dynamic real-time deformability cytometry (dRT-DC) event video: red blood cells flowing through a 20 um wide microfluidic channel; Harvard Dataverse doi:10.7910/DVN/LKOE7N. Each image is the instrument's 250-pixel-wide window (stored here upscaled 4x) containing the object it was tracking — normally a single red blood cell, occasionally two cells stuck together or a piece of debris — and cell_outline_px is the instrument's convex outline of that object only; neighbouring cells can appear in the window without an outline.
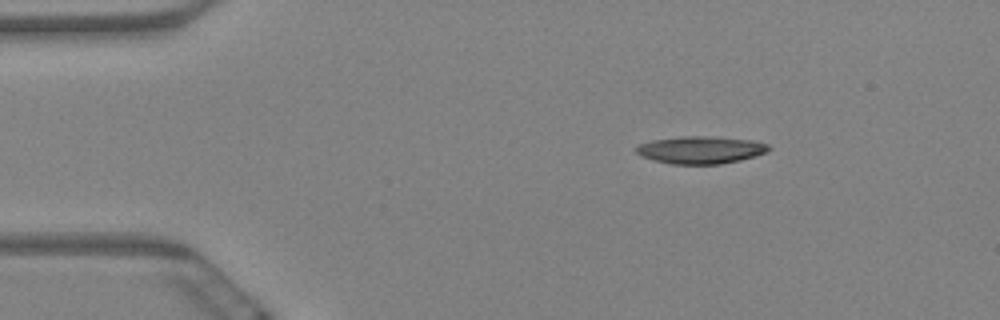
{"species": "Egyptian fruit bat (a non-hibernating species)", "species_latin": "Rousettus aegyptiacus", "temperature_condition": "warm", "stored_images_in_passage": 7, "camera_frame_rate_fps": 3000, "um_per_image_px": 0.085, "animal": {"sex": "female"}, "frame": {"image": 1, "passage_image": 3, "time_ms": 0.667, "image_size_px": [1000, 320], "cell_outline_px": [[772, 148], [768, 152], [756, 156], [740, 160], [720, 164], [672, 164], [652, 160], [640, 156], [636, 152], [636, 148], [640, 144], [652, 140], [680, 136], [704, 136], [752, 140], [768, 144]], "centroid_in_image_um": [59.57, 12.74], "position_along_channel_um": 25.4, "area_um2": 21.27}}
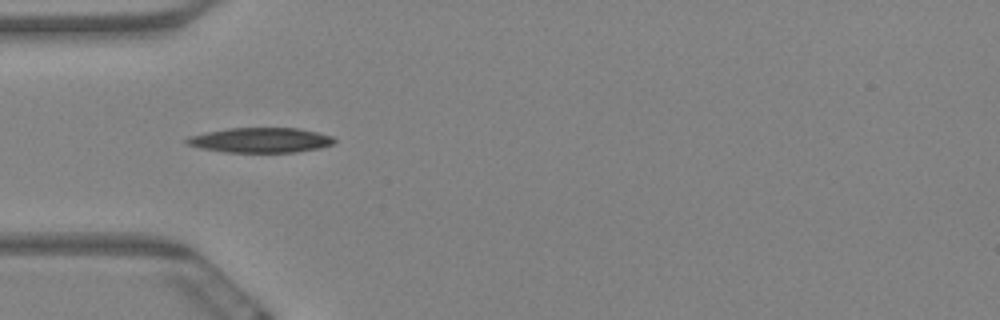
{"frame": {"image": 2, "passage_image": 6, "time_ms": 1.667, "image_size_px": [1000, 320], "cell_outline_px": [[336, 140], [332, 144], [320, 148], [296, 152], [224, 152], [200, 148], [184, 144], [184, 140], [188, 136], [228, 128], [296, 128], [316, 132], [332, 136]], "centroid_in_image_um": [22.1, 11.92], "position_along_channel_um": 62.9, "area_um2": 21.44}}